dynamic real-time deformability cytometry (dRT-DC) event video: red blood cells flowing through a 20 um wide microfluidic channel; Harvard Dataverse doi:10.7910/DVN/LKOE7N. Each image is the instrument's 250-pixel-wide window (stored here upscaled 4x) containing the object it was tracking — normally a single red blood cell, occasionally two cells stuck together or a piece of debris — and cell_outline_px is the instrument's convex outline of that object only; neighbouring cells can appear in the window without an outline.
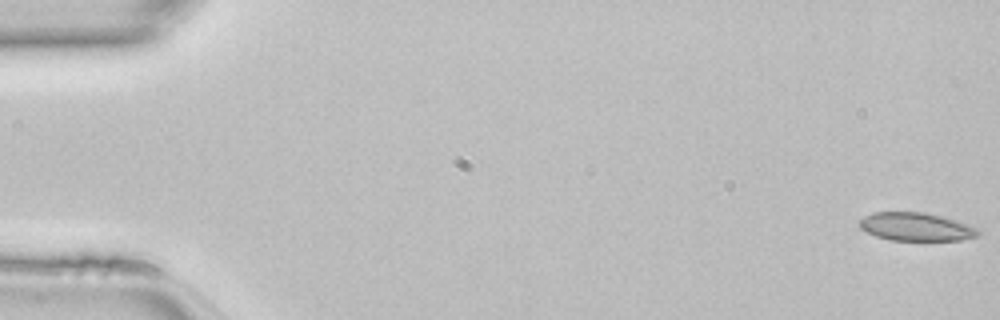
{"species": "common noctule bat (a hibernating species)", "species_latin": "Nyctalus noctula", "temperature_condition": "room temperature", "stored_images_in_passage": 15, "camera_frame_rate_fps": 3000, "um_per_image_px": 0.085, "animal": {"sex": "female", "body_mass_g": 22.7, "forearm_length_mm": 54.2}, "frame": {"image": 1, "passage_image": 1, "time_ms": 0.0, "image_size_px": [1000, 320], "cell_outline_px": [[984, 232], [980, 236], [960, 240], [892, 240], [876, 236], [860, 228], [856, 224], [864, 216], [872, 212], [924, 212], [940, 216], [968, 224]], "centroid_in_image_um": [77.87, 19.28], "position_along_channel_um": 7.1, "area_um2": 19.59}}